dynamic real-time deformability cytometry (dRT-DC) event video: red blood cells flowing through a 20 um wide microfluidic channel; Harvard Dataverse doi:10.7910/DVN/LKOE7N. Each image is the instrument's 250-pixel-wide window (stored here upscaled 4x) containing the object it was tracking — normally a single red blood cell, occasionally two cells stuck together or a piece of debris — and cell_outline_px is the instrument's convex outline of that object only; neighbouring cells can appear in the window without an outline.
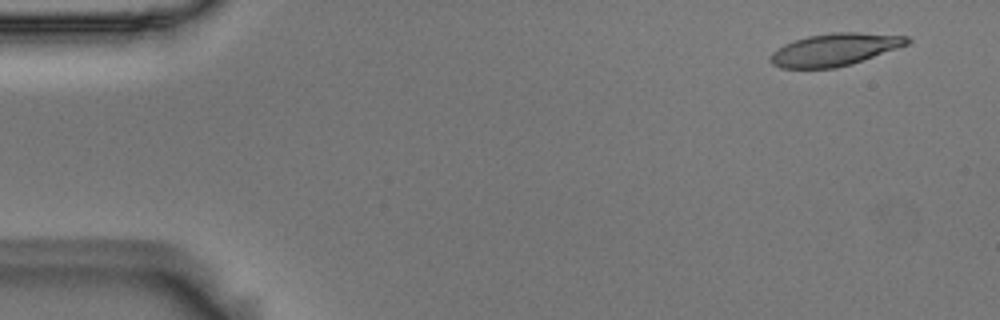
{"species": "Egyptian fruit bat (a non-hibernating species)", "species_latin": "Rousettus aegyptiacus", "temperature_condition": "room temperature", "stored_images_in_passage": 6, "camera_frame_rate_fps": 3000, "um_per_image_px": 0.085, "animal": {"sex": "male"}, "frame": {"image": 1, "passage_image": 1, "time_ms": 0.0, "image_size_px": [1000, 320], "cell_outline_px": [[912, 40], [908, 44], [852, 64], [836, 68], [780, 68], [772, 64], [768, 60], [768, 56], [772, 52], [784, 44], [808, 36], [832, 32], [860, 32], [908, 36]], "centroid_in_image_um": [70.93, 4.21], "position_along_channel_um": 14.1, "area_um2": 25.89}}
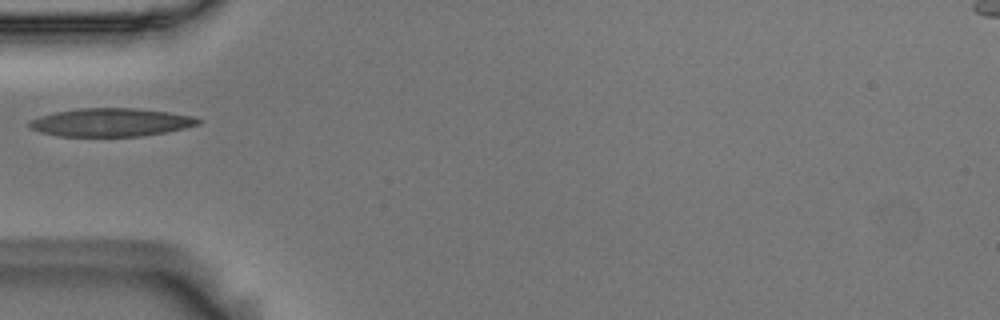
{"frame": {"image": 2, "passage_image": 5, "time_ms": 1.333, "image_size_px": [1000, 320], "cell_outline_px": [[200, 124], [184, 128], [164, 132], [140, 136], [60, 136], [40, 132], [32, 128], [28, 124], [28, 120], [40, 116], [56, 112], [80, 108], [132, 108], [168, 112], [192, 116], [200, 120]], "centroid_in_image_um": [9.4, 10.4], "position_along_channel_um": 75.6, "area_um2": 27.46}}
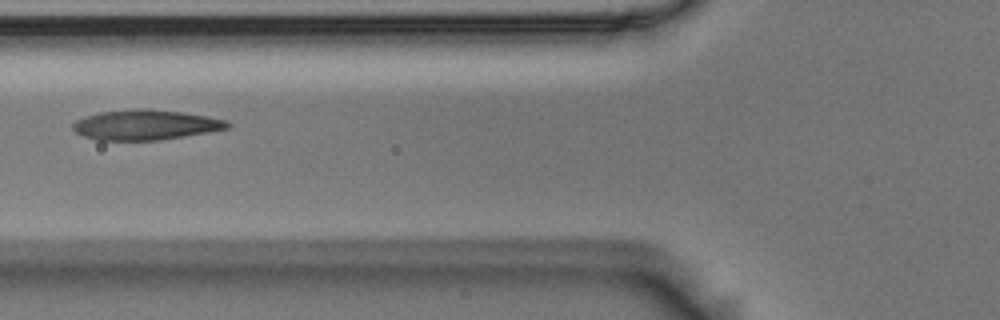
{"frame": {"image": 3, "passage_image": 6, "time_ms": 1.667, "image_size_px": [1000, 320], "cell_outline_px": [[232, 124], [228, 128], [208, 132], [160, 140], [96, 140], [84, 136], [76, 132], [72, 128], [72, 124], [76, 120], [84, 116], [100, 112], [136, 108], [148, 108], [180, 112], [204, 116], [224, 120]], "centroid_in_image_um": [12.32, 10.61], "position_along_channel_um": 113.5, "area_um2": 26.99}}